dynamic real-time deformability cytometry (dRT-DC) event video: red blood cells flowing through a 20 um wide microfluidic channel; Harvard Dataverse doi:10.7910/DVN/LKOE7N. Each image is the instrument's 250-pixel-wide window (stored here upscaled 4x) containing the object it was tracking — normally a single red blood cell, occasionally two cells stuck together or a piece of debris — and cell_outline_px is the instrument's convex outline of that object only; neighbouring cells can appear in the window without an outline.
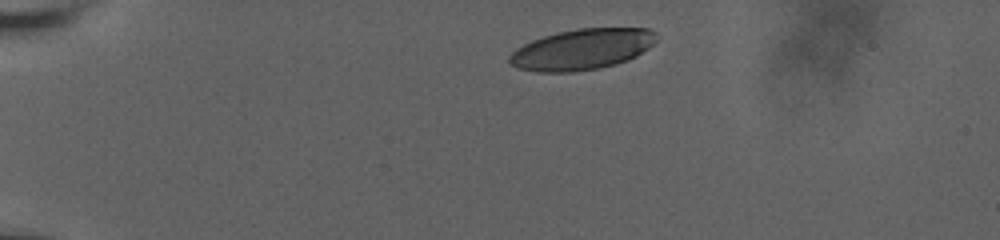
{"species": "human", "species_latin": "Homo sapiens", "temperature_condition": "room temperature", "stored_images_in_passage": 29, "camera_frame_rate_fps": 3000, "um_per_image_px": 0.085, "donor": {"sex": "male"}, "frame": {"image": 1, "passage_image": 1, "time_ms": 0.0, "image_size_px": [1000, 240], "cell_outline_px": [[656, 40], [648, 48], [636, 56], [628, 60], [616, 64], [596, 68], [572, 72], [536, 72], [520, 68], [508, 64], [508, 56], [516, 48], [532, 40], [544, 36], [560, 32], [580, 28], [648, 28], [656, 32]], "centroid_in_image_um": [49.45, 4.19], "position_along_channel_um": 35.5, "area_um2": 34.85}}
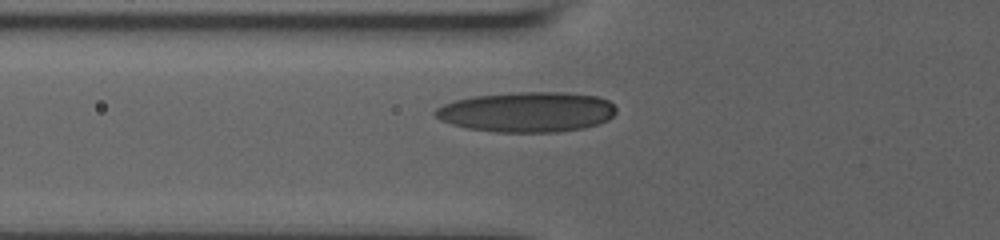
{"frame": {"image": 2, "passage_image": 19, "time_ms": 3.333, "image_size_px": [1000, 240], "cell_outline_px": [[616, 112], [608, 120], [600, 124], [584, 128], [556, 132], [492, 132], [468, 128], [452, 124], [440, 120], [432, 112], [436, 108], [444, 104], [456, 100], [472, 96], [512, 92], [564, 92], [596, 96], [608, 100], [616, 108]], "centroid_in_image_um": [44.8, 9.52], "position_along_channel_um": 81.0, "area_um2": 42.6}}
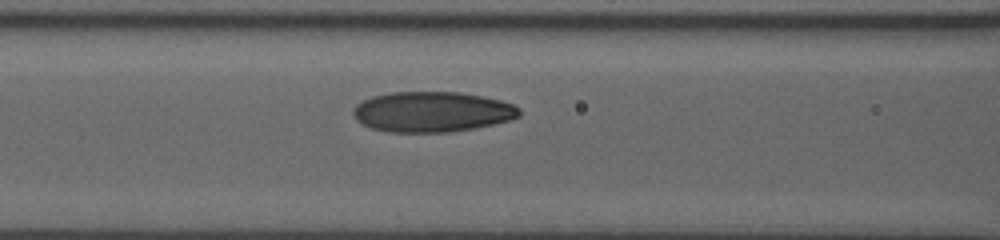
{"frame": {"image": 3, "passage_image": 28, "time_ms": 4.667, "image_size_px": [1000, 240], "cell_outline_px": [[520, 116], [512, 120], [472, 128], [448, 132], [388, 132], [372, 128], [356, 120], [352, 116], [352, 108], [356, 104], [372, 96], [392, 92], [460, 92], [500, 100], [512, 104], [520, 108]], "centroid_in_image_um": [36.7, 9.5], "position_along_channel_um": 129.9, "area_um2": 39.07}}